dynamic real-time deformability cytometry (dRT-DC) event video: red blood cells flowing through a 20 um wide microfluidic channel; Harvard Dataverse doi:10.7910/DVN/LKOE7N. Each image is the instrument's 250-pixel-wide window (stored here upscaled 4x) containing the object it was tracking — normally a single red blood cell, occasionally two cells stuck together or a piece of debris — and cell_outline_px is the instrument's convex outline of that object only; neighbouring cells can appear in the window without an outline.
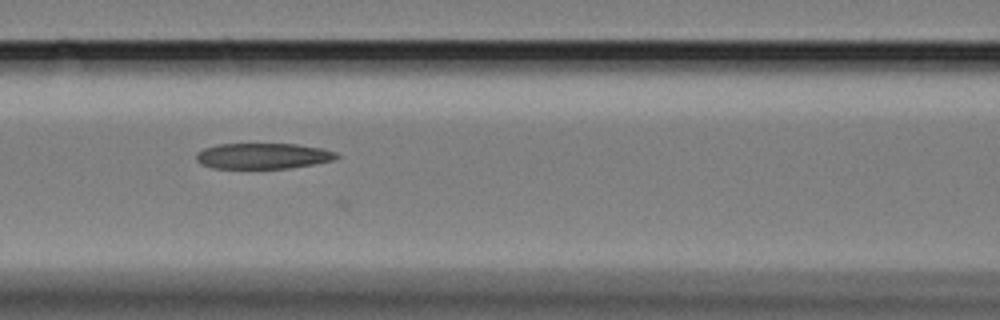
{"species": "Egyptian fruit bat (a non-hibernating species)", "species_latin": "Rousettus aegyptiacus", "temperature_condition": "cold", "stored_images_in_passage": 23, "camera_frame_rate_fps": 3000, "um_per_image_px": 0.085, "animal": {"sex": "female"}, "frame": {"image": 1, "passage_image": 13, "time_ms": 4.0, "image_size_px": [1000, 320], "cell_outline_px": [[340, 156], [332, 160], [312, 164], [288, 168], [212, 168], [200, 164], [196, 160], [196, 152], [204, 148], [216, 144], [296, 144], [320, 148], [336, 152]], "centroid_in_image_um": [22.29, 13.25], "position_along_channel_um": 144.3, "area_um2": 20.98}}
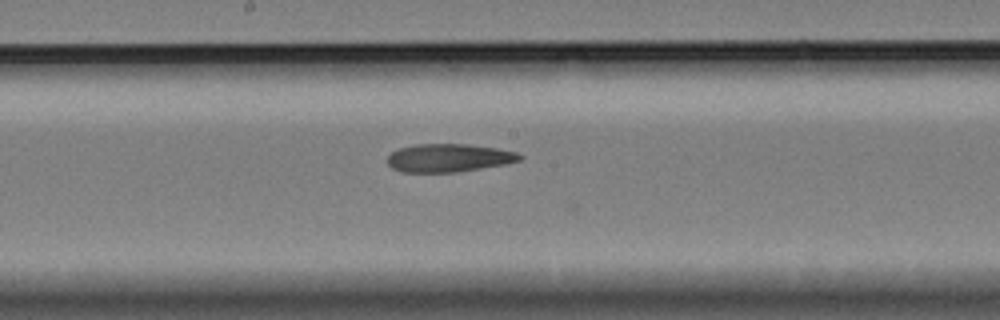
{"frame": {"image": 2, "passage_image": 19, "time_ms": 6.0, "image_size_px": [1000, 320], "cell_outline_px": [[524, 156], [520, 160], [504, 164], [456, 172], [400, 172], [392, 168], [388, 164], [388, 156], [392, 152], [400, 148], [416, 144], [468, 144], [496, 148], [516, 152]], "centroid_in_image_um": [38.13, 13.42], "position_along_channel_um": 210.1, "area_um2": 21.56}}
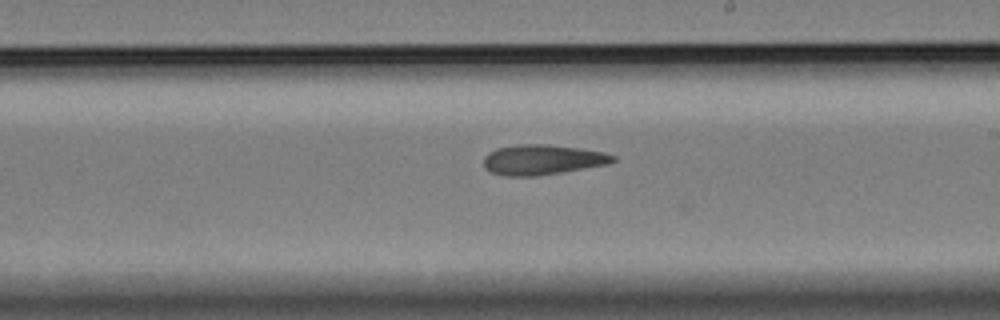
{"frame": {"image": 3, "passage_image": 22, "time_ms": 7.0, "image_size_px": [1000, 320], "cell_outline_px": [[616, 160], [608, 164], [536, 176], [508, 176], [492, 172], [484, 168], [484, 156], [488, 152], [496, 148], [520, 144], [548, 144], [604, 152], [616, 156]], "centroid_in_image_um": [46.08, 13.57], "position_along_channel_um": 242.9, "area_um2": 22.54}}